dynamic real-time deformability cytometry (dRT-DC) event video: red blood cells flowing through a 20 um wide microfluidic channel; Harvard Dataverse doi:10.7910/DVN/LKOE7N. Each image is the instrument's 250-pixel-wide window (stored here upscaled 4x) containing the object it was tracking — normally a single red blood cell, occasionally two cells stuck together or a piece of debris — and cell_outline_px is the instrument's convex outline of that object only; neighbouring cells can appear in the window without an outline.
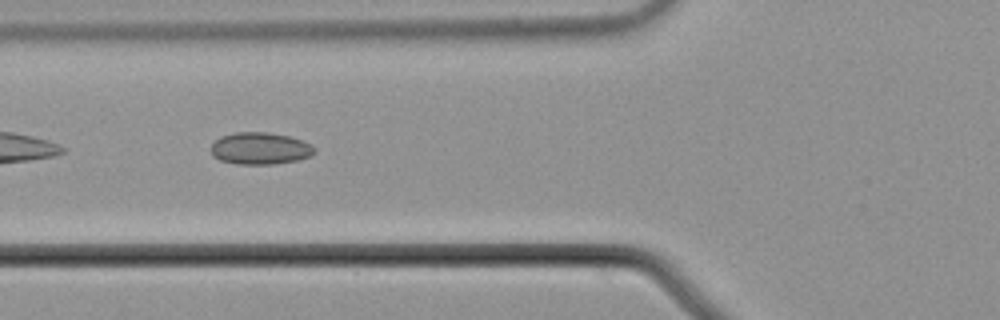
{"species": "common noctule bat (a hibernating species)", "species_latin": "Nyctalus noctula", "temperature_condition": "cold", "stored_images_in_passage": 39, "camera_frame_rate_fps": 3000, "um_per_image_px": 0.085, "animal": {"sex": "male", "body_mass_g": 21.5, "forearm_length_mm": 52.0}, "frame": {"image": 1, "passage_image": 5, "time_ms": 1.333, "image_size_px": [1000, 320], "cell_outline_px": [[316, 152], [312, 156], [296, 160], [272, 164], [236, 164], [220, 160], [212, 156], [212, 144], [220, 136], [236, 132], [268, 132], [288, 136], [312, 144], [316, 148]], "centroid_in_image_um": [22.12, 12.61], "position_along_channel_um": 103.7, "area_um2": 19.36}}
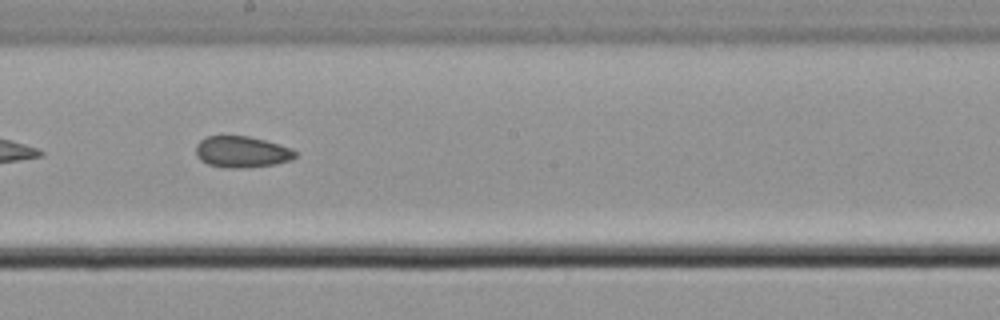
{"frame": {"image": 2, "passage_image": 15, "time_ms": 4.667, "image_size_px": [1000, 320], "cell_outline_px": [[296, 156], [292, 160], [276, 164], [248, 168], [224, 168], [208, 164], [200, 160], [196, 156], [196, 144], [200, 140], [208, 136], [248, 136], [264, 140], [292, 148], [296, 152]], "centroid_in_image_um": [20.55, 12.92], "position_along_channel_um": 227.7, "area_um2": 18.32}}
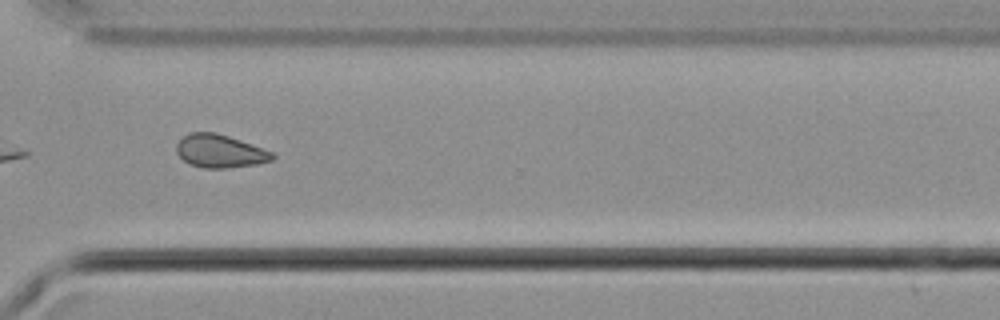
{"frame": {"image": 3, "passage_image": 25, "time_ms": 8.0, "image_size_px": [1000, 320], "cell_outline_px": [[276, 156], [272, 160], [256, 164], [228, 168], [204, 168], [188, 164], [176, 152], [176, 144], [188, 132], [216, 132], [240, 140], [272, 152]], "centroid_in_image_um": [18.67, 12.85], "position_along_channel_um": 351.9, "area_um2": 18.44}, "authors_computed_cell_mechanics": {"area_um2": 18.4382, "velocity_mm_per_s": 3.7173, "shape_relaxation_time_tau1_ms": null, "shape_relaxation_time_tau2_ms": 5.4136, "deformation_change_tau1": null, "deformation_change_tau2": 0.0958}}